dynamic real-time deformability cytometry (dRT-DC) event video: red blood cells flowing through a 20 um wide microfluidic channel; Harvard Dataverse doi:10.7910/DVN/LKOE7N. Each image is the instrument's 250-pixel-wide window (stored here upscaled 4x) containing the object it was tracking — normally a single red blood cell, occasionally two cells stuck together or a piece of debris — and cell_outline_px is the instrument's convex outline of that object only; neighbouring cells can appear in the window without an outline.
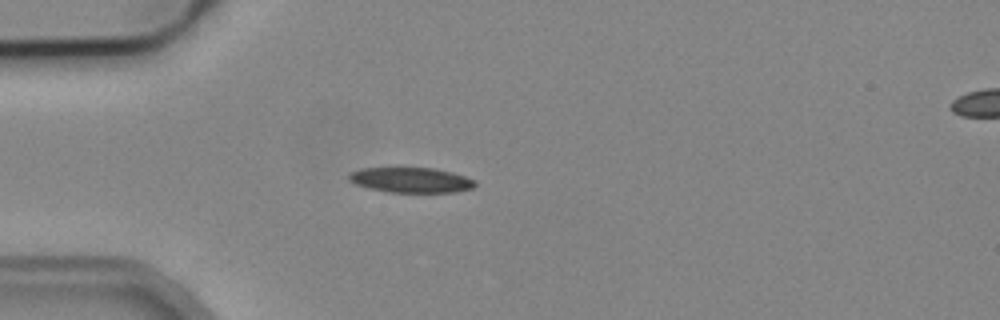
{"species": "common noctule bat (a hibernating species)", "species_latin": "Nyctalus noctula", "temperature_condition": "cold", "stored_images_in_passage": 4, "camera_frame_rate_fps": 3000, "um_per_image_px": 0.085, "animal": {"sex": "male", "body_mass_g": 19.2, "forearm_length_mm": 51.8}, "frame": {"image": 1, "passage_image": 3, "time_ms": 2.333, "image_size_px": [1000, 320], "cell_outline_px": [[476, 184], [472, 188], [456, 192], [388, 192], [368, 188], [356, 184], [348, 180], [348, 176], [352, 172], [360, 168], [432, 168], [452, 172], [476, 180]], "centroid_in_image_um": [34.93, 15.3], "position_along_channel_um": 50.1, "area_um2": 18.44}}